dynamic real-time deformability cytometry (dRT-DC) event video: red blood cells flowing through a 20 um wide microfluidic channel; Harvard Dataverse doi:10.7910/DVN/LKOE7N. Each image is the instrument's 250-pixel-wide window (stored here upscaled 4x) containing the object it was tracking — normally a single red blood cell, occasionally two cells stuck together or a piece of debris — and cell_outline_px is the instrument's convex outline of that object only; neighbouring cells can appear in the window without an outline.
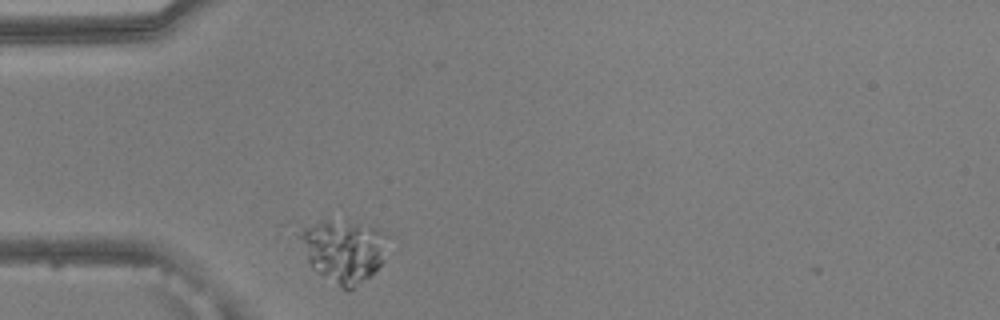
{"species": "common noctule bat (a hibernating species)", "species_latin": "Nyctalus noctula", "temperature_condition": "warm", "stored_images_in_passage": 2, "camera_frame_rate_fps": 3000, "um_per_image_px": 0.085, "animal": {"sex": "male", "body_mass_g": 20.5, "forearm_length_mm": 52.5}, "frame": {"image": 1, "passage_image": 1, "time_ms": 0.0, "image_size_px": [1000, 320], "cell_outline_px": [[384, 260], [368, 276], [348, 292], [312, 268], [308, 264], [296, 236], [296, 232], [320, 220], [328, 220], [376, 228], [380, 232]], "centroid_in_image_um": [29.05, 21.34], "position_along_channel_um": 56.0, "area_um2": 30.87}}